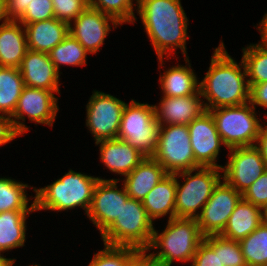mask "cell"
<instances>
[{
	"instance_id": "cell-25",
	"label": "cell",
	"mask_w": 267,
	"mask_h": 266,
	"mask_svg": "<svg viewBox=\"0 0 267 266\" xmlns=\"http://www.w3.org/2000/svg\"><path fill=\"white\" fill-rule=\"evenodd\" d=\"M184 60L188 66H173L168 70L166 69L162 76L160 75L159 81L163 96L182 97L194 95L199 91L200 83L190 68L189 57Z\"/></svg>"
},
{
	"instance_id": "cell-21",
	"label": "cell",
	"mask_w": 267,
	"mask_h": 266,
	"mask_svg": "<svg viewBox=\"0 0 267 266\" xmlns=\"http://www.w3.org/2000/svg\"><path fill=\"white\" fill-rule=\"evenodd\" d=\"M167 174L153 157H146L132 172L125 176L122 185H124L130 198L143 201L146 195Z\"/></svg>"
},
{
	"instance_id": "cell-2",
	"label": "cell",
	"mask_w": 267,
	"mask_h": 266,
	"mask_svg": "<svg viewBox=\"0 0 267 266\" xmlns=\"http://www.w3.org/2000/svg\"><path fill=\"white\" fill-rule=\"evenodd\" d=\"M240 64L235 62L224 43L220 42L212 55L209 70L200 82L201 97L207 100L204 103L206 110L249 102L250 88L243 60Z\"/></svg>"
},
{
	"instance_id": "cell-20",
	"label": "cell",
	"mask_w": 267,
	"mask_h": 266,
	"mask_svg": "<svg viewBox=\"0 0 267 266\" xmlns=\"http://www.w3.org/2000/svg\"><path fill=\"white\" fill-rule=\"evenodd\" d=\"M26 31L28 49L49 53L69 34V24L51 18L23 25Z\"/></svg>"
},
{
	"instance_id": "cell-27",
	"label": "cell",
	"mask_w": 267,
	"mask_h": 266,
	"mask_svg": "<svg viewBox=\"0 0 267 266\" xmlns=\"http://www.w3.org/2000/svg\"><path fill=\"white\" fill-rule=\"evenodd\" d=\"M25 87L19 68L0 67V117L9 119Z\"/></svg>"
},
{
	"instance_id": "cell-44",
	"label": "cell",
	"mask_w": 267,
	"mask_h": 266,
	"mask_svg": "<svg viewBox=\"0 0 267 266\" xmlns=\"http://www.w3.org/2000/svg\"><path fill=\"white\" fill-rule=\"evenodd\" d=\"M3 19V20H2ZM2 20V25L10 21L7 14L6 0H0V21Z\"/></svg>"
},
{
	"instance_id": "cell-22",
	"label": "cell",
	"mask_w": 267,
	"mask_h": 266,
	"mask_svg": "<svg viewBox=\"0 0 267 266\" xmlns=\"http://www.w3.org/2000/svg\"><path fill=\"white\" fill-rule=\"evenodd\" d=\"M27 50L26 31L22 23L10 20L0 24V67L19 68Z\"/></svg>"
},
{
	"instance_id": "cell-23",
	"label": "cell",
	"mask_w": 267,
	"mask_h": 266,
	"mask_svg": "<svg viewBox=\"0 0 267 266\" xmlns=\"http://www.w3.org/2000/svg\"><path fill=\"white\" fill-rule=\"evenodd\" d=\"M262 223V209L241 198L220 235L230 240L240 241L249 236Z\"/></svg>"
},
{
	"instance_id": "cell-36",
	"label": "cell",
	"mask_w": 267,
	"mask_h": 266,
	"mask_svg": "<svg viewBox=\"0 0 267 266\" xmlns=\"http://www.w3.org/2000/svg\"><path fill=\"white\" fill-rule=\"evenodd\" d=\"M55 18L52 0H32L17 20L23 25Z\"/></svg>"
},
{
	"instance_id": "cell-12",
	"label": "cell",
	"mask_w": 267,
	"mask_h": 266,
	"mask_svg": "<svg viewBox=\"0 0 267 266\" xmlns=\"http://www.w3.org/2000/svg\"><path fill=\"white\" fill-rule=\"evenodd\" d=\"M229 153V160L222 167V178L243 194L267 171V164L255 145L229 148Z\"/></svg>"
},
{
	"instance_id": "cell-41",
	"label": "cell",
	"mask_w": 267,
	"mask_h": 266,
	"mask_svg": "<svg viewBox=\"0 0 267 266\" xmlns=\"http://www.w3.org/2000/svg\"><path fill=\"white\" fill-rule=\"evenodd\" d=\"M16 137L8 120L0 117V146L9 143Z\"/></svg>"
},
{
	"instance_id": "cell-34",
	"label": "cell",
	"mask_w": 267,
	"mask_h": 266,
	"mask_svg": "<svg viewBox=\"0 0 267 266\" xmlns=\"http://www.w3.org/2000/svg\"><path fill=\"white\" fill-rule=\"evenodd\" d=\"M191 263V266H224L220 260V235L205 236Z\"/></svg>"
},
{
	"instance_id": "cell-1",
	"label": "cell",
	"mask_w": 267,
	"mask_h": 266,
	"mask_svg": "<svg viewBox=\"0 0 267 266\" xmlns=\"http://www.w3.org/2000/svg\"><path fill=\"white\" fill-rule=\"evenodd\" d=\"M140 16L151 44L156 52L159 65L164 56L168 59L180 48L187 58L186 40L188 19L180 0H137ZM169 53V54H168Z\"/></svg>"
},
{
	"instance_id": "cell-28",
	"label": "cell",
	"mask_w": 267,
	"mask_h": 266,
	"mask_svg": "<svg viewBox=\"0 0 267 266\" xmlns=\"http://www.w3.org/2000/svg\"><path fill=\"white\" fill-rule=\"evenodd\" d=\"M28 184L10 178H0V213L6 211H36L33 203L28 206Z\"/></svg>"
},
{
	"instance_id": "cell-33",
	"label": "cell",
	"mask_w": 267,
	"mask_h": 266,
	"mask_svg": "<svg viewBox=\"0 0 267 266\" xmlns=\"http://www.w3.org/2000/svg\"><path fill=\"white\" fill-rule=\"evenodd\" d=\"M88 2L90 7L113 17L120 24H133L136 21L133 0H88Z\"/></svg>"
},
{
	"instance_id": "cell-31",
	"label": "cell",
	"mask_w": 267,
	"mask_h": 266,
	"mask_svg": "<svg viewBox=\"0 0 267 266\" xmlns=\"http://www.w3.org/2000/svg\"><path fill=\"white\" fill-rule=\"evenodd\" d=\"M48 54L51 62L58 72H60L61 65H86L88 52L74 37L68 34L67 37L57 44Z\"/></svg>"
},
{
	"instance_id": "cell-15",
	"label": "cell",
	"mask_w": 267,
	"mask_h": 266,
	"mask_svg": "<svg viewBox=\"0 0 267 266\" xmlns=\"http://www.w3.org/2000/svg\"><path fill=\"white\" fill-rule=\"evenodd\" d=\"M188 126L190 142L194 153L195 163L199 167L223 166L216 163V159L223 143L209 111L194 119Z\"/></svg>"
},
{
	"instance_id": "cell-18",
	"label": "cell",
	"mask_w": 267,
	"mask_h": 266,
	"mask_svg": "<svg viewBox=\"0 0 267 266\" xmlns=\"http://www.w3.org/2000/svg\"><path fill=\"white\" fill-rule=\"evenodd\" d=\"M26 87L59 90V72L51 62L48 53L27 50L19 66Z\"/></svg>"
},
{
	"instance_id": "cell-11",
	"label": "cell",
	"mask_w": 267,
	"mask_h": 266,
	"mask_svg": "<svg viewBox=\"0 0 267 266\" xmlns=\"http://www.w3.org/2000/svg\"><path fill=\"white\" fill-rule=\"evenodd\" d=\"M126 103L113 95L94 91L86 105V127L95 142L117 138Z\"/></svg>"
},
{
	"instance_id": "cell-29",
	"label": "cell",
	"mask_w": 267,
	"mask_h": 266,
	"mask_svg": "<svg viewBox=\"0 0 267 266\" xmlns=\"http://www.w3.org/2000/svg\"><path fill=\"white\" fill-rule=\"evenodd\" d=\"M249 88L267 82V45L250 44L242 49Z\"/></svg>"
},
{
	"instance_id": "cell-40",
	"label": "cell",
	"mask_w": 267,
	"mask_h": 266,
	"mask_svg": "<svg viewBox=\"0 0 267 266\" xmlns=\"http://www.w3.org/2000/svg\"><path fill=\"white\" fill-rule=\"evenodd\" d=\"M32 0H6L7 14L10 20H18Z\"/></svg>"
},
{
	"instance_id": "cell-7",
	"label": "cell",
	"mask_w": 267,
	"mask_h": 266,
	"mask_svg": "<svg viewBox=\"0 0 267 266\" xmlns=\"http://www.w3.org/2000/svg\"><path fill=\"white\" fill-rule=\"evenodd\" d=\"M207 111L211 113L216 129L227 149L254 146L257 142L262 124L250 102Z\"/></svg>"
},
{
	"instance_id": "cell-35",
	"label": "cell",
	"mask_w": 267,
	"mask_h": 266,
	"mask_svg": "<svg viewBox=\"0 0 267 266\" xmlns=\"http://www.w3.org/2000/svg\"><path fill=\"white\" fill-rule=\"evenodd\" d=\"M55 18L70 24L88 6V0H52Z\"/></svg>"
},
{
	"instance_id": "cell-43",
	"label": "cell",
	"mask_w": 267,
	"mask_h": 266,
	"mask_svg": "<svg viewBox=\"0 0 267 266\" xmlns=\"http://www.w3.org/2000/svg\"><path fill=\"white\" fill-rule=\"evenodd\" d=\"M261 34V42L264 45H267V13H265L262 20L259 22L257 27Z\"/></svg>"
},
{
	"instance_id": "cell-19",
	"label": "cell",
	"mask_w": 267,
	"mask_h": 266,
	"mask_svg": "<svg viewBox=\"0 0 267 266\" xmlns=\"http://www.w3.org/2000/svg\"><path fill=\"white\" fill-rule=\"evenodd\" d=\"M100 145V160L111 172L127 176L146 157L126 141L108 139L95 142Z\"/></svg>"
},
{
	"instance_id": "cell-47",
	"label": "cell",
	"mask_w": 267,
	"mask_h": 266,
	"mask_svg": "<svg viewBox=\"0 0 267 266\" xmlns=\"http://www.w3.org/2000/svg\"><path fill=\"white\" fill-rule=\"evenodd\" d=\"M263 222L267 224V207L263 210Z\"/></svg>"
},
{
	"instance_id": "cell-6",
	"label": "cell",
	"mask_w": 267,
	"mask_h": 266,
	"mask_svg": "<svg viewBox=\"0 0 267 266\" xmlns=\"http://www.w3.org/2000/svg\"><path fill=\"white\" fill-rule=\"evenodd\" d=\"M194 171L196 173L192 175ZM220 171H222L221 168L198 167L174 174L176 177L175 217L196 219L200 215L201 211L197 212V210H202L212 195L214 187L221 180ZM177 177L185 179L183 185Z\"/></svg>"
},
{
	"instance_id": "cell-26",
	"label": "cell",
	"mask_w": 267,
	"mask_h": 266,
	"mask_svg": "<svg viewBox=\"0 0 267 266\" xmlns=\"http://www.w3.org/2000/svg\"><path fill=\"white\" fill-rule=\"evenodd\" d=\"M34 211L0 213V253L23 247L26 240V217Z\"/></svg>"
},
{
	"instance_id": "cell-10",
	"label": "cell",
	"mask_w": 267,
	"mask_h": 266,
	"mask_svg": "<svg viewBox=\"0 0 267 266\" xmlns=\"http://www.w3.org/2000/svg\"><path fill=\"white\" fill-rule=\"evenodd\" d=\"M60 91H49L38 88L24 87L18 99L13 115L8 119L11 129L16 136L24 135L29 128L25 126V114L31 122L44 124L52 127L55 116L59 110L58 98L53 93ZM19 120H22L19 121Z\"/></svg>"
},
{
	"instance_id": "cell-4",
	"label": "cell",
	"mask_w": 267,
	"mask_h": 266,
	"mask_svg": "<svg viewBox=\"0 0 267 266\" xmlns=\"http://www.w3.org/2000/svg\"><path fill=\"white\" fill-rule=\"evenodd\" d=\"M100 177L75 172L72 169L50 185L36 189L34 187L35 210L65 211L80 207L88 213L94 188Z\"/></svg>"
},
{
	"instance_id": "cell-42",
	"label": "cell",
	"mask_w": 267,
	"mask_h": 266,
	"mask_svg": "<svg viewBox=\"0 0 267 266\" xmlns=\"http://www.w3.org/2000/svg\"><path fill=\"white\" fill-rule=\"evenodd\" d=\"M255 146L260 150L267 164V124L266 126L261 125Z\"/></svg>"
},
{
	"instance_id": "cell-17",
	"label": "cell",
	"mask_w": 267,
	"mask_h": 266,
	"mask_svg": "<svg viewBox=\"0 0 267 266\" xmlns=\"http://www.w3.org/2000/svg\"><path fill=\"white\" fill-rule=\"evenodd\" d=\"M200 90L189 96L166 97L154 106L155 119L162 125H189L206 110L204 101L200 98ZM203 101V102H202Z\"/></svg>"
},
{
	"instance_id": "cell-46",
	"label": "cell",
	"mask_w": 267,
	"mask_h": 266,
	"mask_svg": "<svg viewBox=\"0 0 267 266\" xmlns=\"http://www.w3.org/2000/svg\"><path fill=\"white\" fill-rule=\"evenodd\" d=\"M1 255L2 254L0 253V266H13L16 259H8Z\"/></svg>"
},
{
	"instance_id": "cell-38",
	"label": "cell",
	"mask_w": 267,
	"mask_h": 266,
	"mask_svg": "<svg viewBox=\"0 0 267 266\" xmlns=\"http://www.w3.org/2000/svg\"><path fill=\"white\" fill-rule=\"evenodd\" d=\"M242 198L262 210L267 207V171L242 194Z\"/></svg>"
},
{
	"instance_id": "cell-30",
	"label": "cell",
	"mask_w": 267,
	"mask_h": 266,
	"mask_svg": "<svg viewBox=\"0 0 267 266\" xmlns=\"http://www.w3.org/2000/svg\"><path fill=\"white\" fill-rule=\"evenodd\" d=\"M248 266H267V224L262 223L249 236L239 241Z\"/></svg>"
},
{
	"instance_id": "cell-48",
	"label": "cell",
	"mask_w": 267,
	"mask_h": 266,
	"mask_svg": "<svg viewBox=\"0 0 267 266\" xmlns=\"http://www.w3.org/2000/svg\"><path fill=\"white\" fill-rule=\"evenodd\" d=\"M129 266H137V258Z\"/></svg>"
},
{
	"instance_id": "cell-45",
	"label": "cell",
	"mask_w": 267,
	"mask_h": 266,
	"mask_svg": "<svg viewBox=\"0 0 267 266\" xmlns=\"http://www.w3.org/2000/svg\"><path fill=\"white\" fill-rule=\"evenodd\" d=\"M137 266H160V265L151 262V261L147 258V256L145 255V253H141V254L137 257Z\"/></svg>"
},
{
	"instance_id": "cell-9",
	"label": "cell",
	"mask_w": 267,
	"mask_h": 266,
	"mask_svg": "<svg viewBox=\"0 0 267 266\" xmlns=\"http://www.w3.org/2000/svg\"><path fill=\"white\" fill-rule=\"evenodd\" d=\"M153 158L168 174L188 171L199 166L195 163L187 125H162Z\"/></svg>"
},
{
	"instance_id": "cell-32",
	"label": "cell",
	"mask_w": 267,
	"mask_h": 266,
	"mask_svg": "<svg viewBox=\"0 0 267 266\" xmlns=\"http://www.w3.org/2000/svg\"><path fill=\"white\" fill-rule=\"evenodd\" d=\"M142 252L134 247L109 246L95 253L88 266H129Z\"/></svg>"
},
{
	"instance_id": "cell-37",
	"label": "cell",
	"mask_w": 267,
	"mask_h": 266,
	"mask_svg": "<svg viewBox=\"0 0 267 266\" xmlns=\"http://www.w3.org/2000/svg\"><path fill=\"white\" fill-rule=\"evenodd\" d=\"M220 260L224 266H248L239 241L230 240L220 235Z\"/></svg>"
},
{
	"instance_id": "cell-16",
	"label": "cell",
	"mask_w": 267,
	"mask_h": 266,
	"mask_svg": "<svg viewBox=\"0 0 267 266\" xmlns=\"http://www.w3.org/2000/svg\"><path fill=\"white\" fill-rule=\"evenodd\" d=\"M109 22L112 23L114 28L121 25L113 17L88 6L69 24V34L74 37L88 53L95 54L100 51V46L103 45L111 29Z\"/></svg>"
},
{
	"instance_id": "cell-39",
	"label": "cell",
	"mask_w": 267,
	"mask_h": 266,
	"mask_svg": "<svg viewBox=\"0 0 267 266\" xmlns=\"http://www.w3.org/2000/svg\"><path fill=\"white\" fill-rule=\"evenodd\" d=\"M249 102L255 109L256 105L267 108V82L250 87Z\"/></svg>"
},
{
	"instance_id": "cell-3",
	"label": "cell",
	"mask_w": 267,
	"mask_h": 266,
	"mask_svg": "<svg viewBox=\"0 0 267 266\" xmlns=\"http://www.w3.org/2000/svg\"><path fill=\"white\" fill-rule=\"evenodd\" d=\"M167 222L166 228L160 234L154 228L152 240L144 252L145 255L151 262L160 266H171L175 260L191 262L205 237L199 229L197 220L174 217ZM152 249H159V252L153 251L146 254Z\"/></svg>"
},
{
	"instance_id": "cell-14",
	"label": "cell",
	"mask_w": 267,
	"mask_h": 266,
	"mask_svg": "<svg viewBox=\"0 0 267 266\" xmlns=\"http://www.w3.org/2000/svg\"><path fill=\"white\" fill-rule=\"evenodd\" d=\"M118 182V179H99L94 188L91 206L86 215L101 234L119 217L122 204L130 198L124 185L121 190L117 188Z\"/></svg>"
},
{
	"instance_id": "cell-8",
	"label": "cell",
	"mask_w": 267,
	"mask_h": 266,
	"mask_svg": "<svg viewBox=\"0 0 267 266\" xmlns=\"http://www.w3.org/2000/svg\"><path fill=\"white\" fill-rule=\"evenodd\" d=\"M160 125L155 119L154 106L131 100L124 107L118 139L126 141L145 157H153L158 143Z\"/></svg>"
},
{
	"instance_id": "cell-5",
	"label": "cell",
	"mask_w": 267,
	"mask_h": 266,
	"mask_svg": "<svg viewBox=\"0 0 267 266\" xmlns=\"http://www.w3.org/2000/svg\"><path fill=\"white\" fill-rule=\"evenodd\" d=\"M153 223L142 201L129 198L101 237L106 245L134 247L144 253L152 240Z\"/></svg>"
},
{
	"instance_id": "cell-13",
	"label": "cell",
	"mask_w": 267,
	"mask_h": 266,
	"mask_svg": "<svg viewBox=\"0 0 267 266\" xmlns=\"http://www.w3.org/2000/svg\"><path fill=\"white\" fill-rule=\"evenodd\" d=\"M214 187L212 195L196 218L204 236L220 235L225 229L230 215L242 198L224 179Z\"/></svg>"
},
{
	"instance_id": "cell-24",
	"label": "cell",
	"mask_w": 267,
	"mask_h": 266,
	"mask_svg": "<svg viewBox=\"0 0 267 266\" xmlns=\"http://www.w3.org/2000/svg\"><path fill=\"white\" fill-rule=\"evenodd\" d=\"M176 177L167 174L142 201L148 217L153 221L169 214L168 220L175 217Z\"/></svg>"
}]
</instances>
